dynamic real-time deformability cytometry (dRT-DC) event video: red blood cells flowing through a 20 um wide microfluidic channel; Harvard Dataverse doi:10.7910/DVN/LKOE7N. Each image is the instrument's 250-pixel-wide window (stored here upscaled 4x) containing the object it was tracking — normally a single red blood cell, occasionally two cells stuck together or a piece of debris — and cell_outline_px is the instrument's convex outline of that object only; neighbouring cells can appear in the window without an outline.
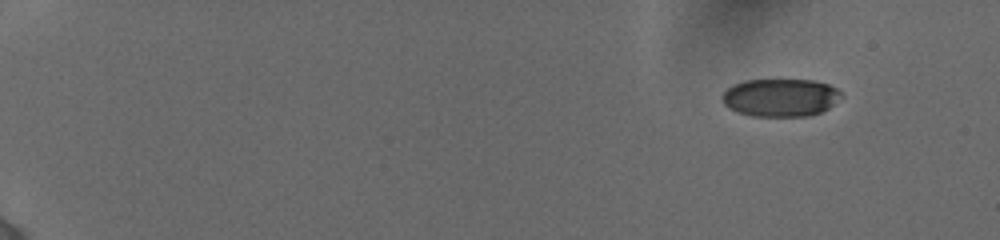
{"species": "human", "species_latin": "Homo sapiens", "temperature_condition": "cold", "stored_images_in_passage": 35, "camera_frame_rate_fps": 3000, "um_per_image_px": 0.085, "donor": {"sex": "female"}, "frame": {"image": 1, "passage_image": 5, "time_ms": 1.667, "image_size_px": [1000, 240], "cell_outline_px": [[844, 96], [828, 108], [820, 112], [808, 116], [748, 116], [736, 112], [728, 108], [724, 104], [724, 92], [732, 84], [744, 80], [812, 80], [828, 84], [836, 88]], "centroid_in_image_um": [66.34, 8.3], "position_along_channel_um": 18.7, "area_um2": 26.36}}
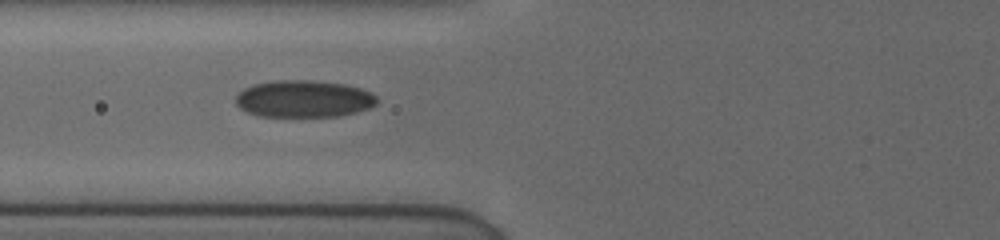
{"frame": {"image": 2, "passage_image": 22, "time_ms": 8.0, "image_size_px": [1000, 240], "cell_outline_px": [[380, 100], [376, 104], [368, 108], [356, 112], [340, 116], [260, 116], [248, 112], [240, 108], [236, 104], [236, 96], [244, 88], [252, 84], [272, 80], [312, 80], [344, 84], [360, 88], [372, 92]], "centroid_in_image_um": [25.83, 8.39], "position_along_channel_um": 100.0, "area_um2": 30.63}}
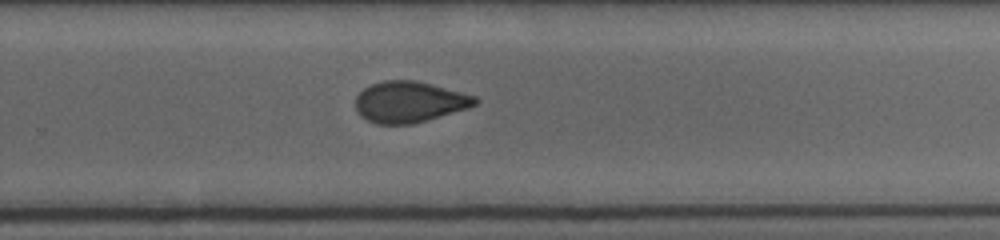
{"frame": {"image": 3, "passage_image": 35, "time_ms": 13.0, "image_size_px": [1000, 240], "cell_outline_px": [[480, 100], [476, 104], [468, 108], [412, 124], [376, 124], [360, 116], [356, 112], [356, 96], [364, 88], [372, 84], [384, 80], [416, 80], [432, 84], [476, 96]], "centroid_in_image_um": [34.79, 8.66], "position_along_channel_um": 295.0, "area_um2": 28.61}}